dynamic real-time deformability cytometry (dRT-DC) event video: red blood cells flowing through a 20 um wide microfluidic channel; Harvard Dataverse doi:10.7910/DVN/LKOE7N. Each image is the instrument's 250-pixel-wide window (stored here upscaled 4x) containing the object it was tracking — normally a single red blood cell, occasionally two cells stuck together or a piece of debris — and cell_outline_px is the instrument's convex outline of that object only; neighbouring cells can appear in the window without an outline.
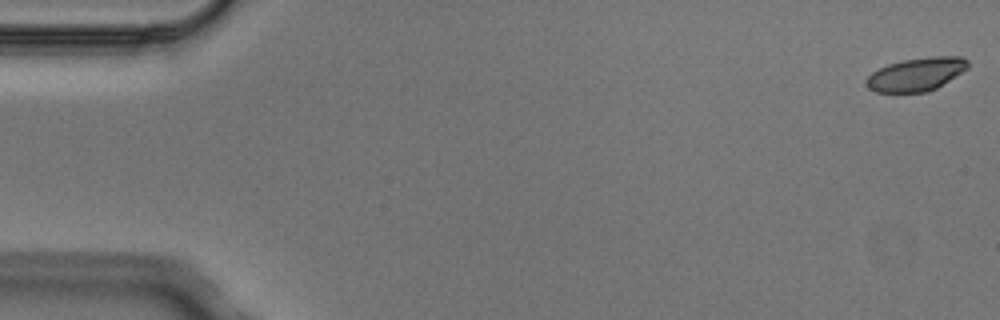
{"species": "Egyptian fruit bat (a non-hibernating species)", "species_latin": "Rousettus aegyptiacus", "temperature_condition": "cold", "stored_images_in_passage": 4, "camera_frame_rate_fps": 3000, "um_per_image_px": 0.085, "animal": {"sex": "male"}, "frame": {"image": 1, "passage_image": 1, "time_ms": 0.0, "image_size_px": [1000, 320], "cell_outline_px": [[968, 68], [936, 88], [928, 92], [876, 92], [868, 88], [864, 80], [872, 72], [888, 64], [904, 60], [932, 56], [960, 56], [968, 60]], "centroid_in_image_um": [77.87, 6.31], "position_along_channel_um": 7.1, "area_um2": 19.59}}